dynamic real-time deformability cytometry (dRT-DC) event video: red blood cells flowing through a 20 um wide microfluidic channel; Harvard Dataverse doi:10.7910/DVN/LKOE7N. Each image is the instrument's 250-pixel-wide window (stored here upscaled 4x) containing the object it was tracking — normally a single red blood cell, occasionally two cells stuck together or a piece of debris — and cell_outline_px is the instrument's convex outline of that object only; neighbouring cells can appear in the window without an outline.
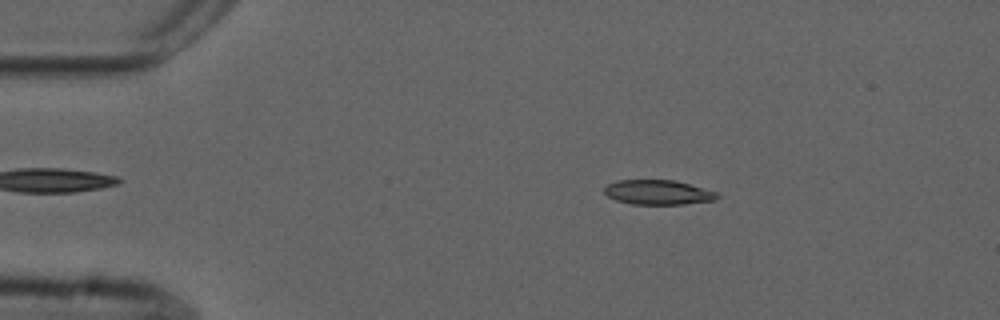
{"species": "common noctule bat (a hibernating species)", "species_latin": "Nyctalus noctula", "temperature_condition": "cold", "stored_images_in_passage": 46, "camera_frame_rate_fps": 3000, "um_per_image_px": 0.085, "animal": {"sex": "male", "forearm_length_mm": 52.5}, "frame": {"image": 1, "passage_image": 9, "time_ms": 2.667, "image_size_px": [1000, 320], "cell_outline_px": [[720, 196], [716, 200], [684, 204], [632, 204], [616, 200], [608, 196], [604, 192], [604, 188], [608, 184], [620, 180], [676, 180], [720, 192]], "centroid_in_image_um": [56.01, 16.34], "position_along_channel_um": 29.0, "area_um2": 16.36}}
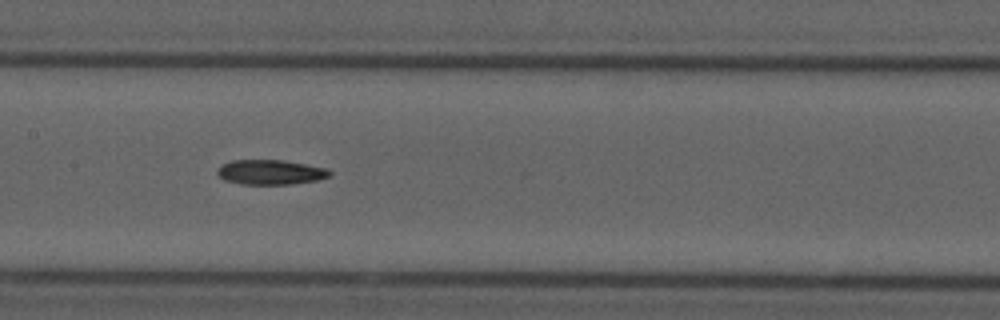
{"frame": {"image": 2, "passage_image": 26, "time_ms": 8.333, "image_size_px": [1000, 320], "cell_outline_px": [[332, 176], [316, 180], [292, 184], [244, 184], [224, 180], [216, 172], [224, 164], [232, 160], [284, 160], [328, 168], [332, 172]], "centroid_in_image_um": [23.05, 14.63], "position_along_channel_um": 184.3, "area_um2": 16.18}}
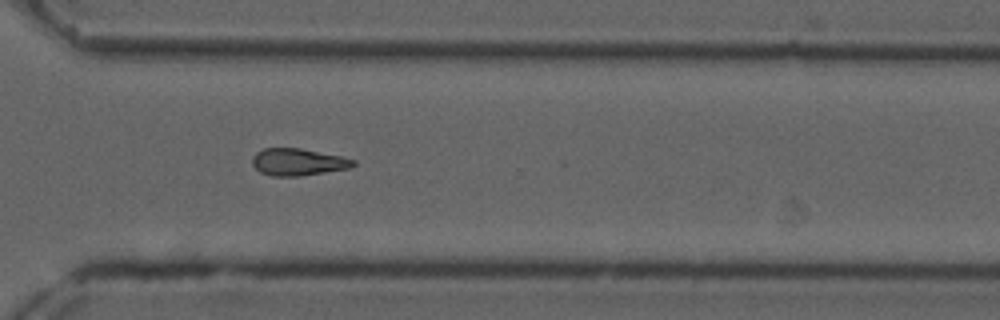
{"frame": {"image": 3, "passage_image": 39, "time_ms": 12.667, "image_size_px": [1000, 320], "cell_outline_px": [[356, 164], [352, 168], [300, 176], [272, 176], [260, 172], [252, 164], [252, 156], [256, 152], [264, 148], [300, 148], [340, 156], [356, 160]], "centroid_in_image_um": [25.34, 13.77], "position_along_channel_um": 345.3, "area_um2": 16.01}, "authors_computed_cell_mechanics": {"area_um2": 16.3863, "velocity_mm_per_s": 3.7239, "shape_relaxation_time_tau1_ms": 8.2906, "shape_relaxation_time_tau2_ms": null, "deformation_change_tau1": 0.1926, "deformation_change_tau2": null}}